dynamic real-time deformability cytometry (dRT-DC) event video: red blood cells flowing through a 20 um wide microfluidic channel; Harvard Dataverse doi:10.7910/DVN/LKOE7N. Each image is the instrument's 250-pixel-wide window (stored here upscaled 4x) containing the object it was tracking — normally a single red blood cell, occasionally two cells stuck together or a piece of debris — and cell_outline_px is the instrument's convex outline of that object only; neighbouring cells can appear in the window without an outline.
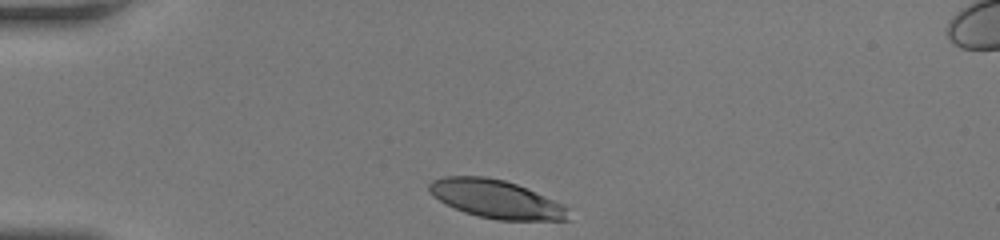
{"species": "human", "species_latin": "Homo sapiens", "temperature_condition": "room temperature", "stored_images_in_passage": 30, "camera_frame_rate_fps": 3000, "um_per_image_px": 0.085, "donor": {"sex": "female"}, "frame": {"image": 1, "passage_image": 1, "time_ms": 0.0, "image_size_px": [1000, 240], "cell_outline_px": [[568, 220], [496, 220], [476, 216], [464, 212], [432, 196], [428, 188], [428, 184], [432, 180], [444, 176], [484, 176], [504, 180], [516, 184], [564, 204], [568, 208]], "centroid_in_image_um": [42.16, 16.92], "position_along_channel_um": 42.8, "area_um2": 30.92}}
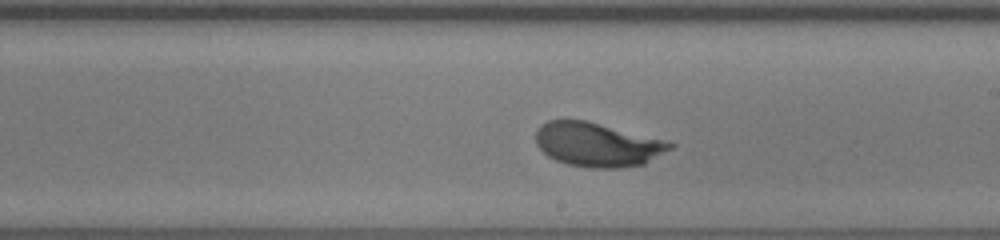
{"frame": {"image": 2, "passage_image": 18, "time_ms": 5.667, "image_size_px": [1000, 240], "cell_outline_px": [[676, 144], [672, 148], [644, 164], [620, 168], [588, 168], [568, 164], [556, 160], [548, 156], [536, 144], [536, 128], [540, 124], [548, 120], [588, 120], [664, 140]], "centroid_in_image_um": [50.76, 12.28], "position_along_channel_um": 238.2, "area_um2": 34.51}}
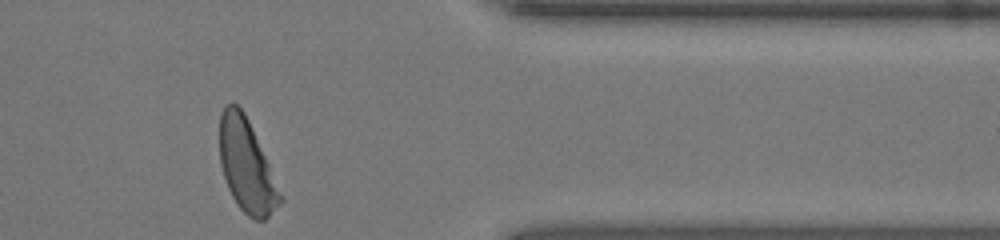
{"frame": {"image": 3, "passage_image": 30, "time_ms": 9.667, "image_size_px": [1000, 240], "cell_outline_px": [[284, 200], [264, 220], [256, 220], [248, 216], [240, 208], [232, 196], [228, 188], [220, 164], [220, 112], [224, 104], [232, 100], [244, 112], [248, 120], [268, 164]], "centroid_in_image_um": [20.93, 14.07], "position_along_channel_um": 390.5, "area_um2": 32.19}, "authors_computed_cell_mechanics": {"area_um2": 33.8997, "velocity_mm_per_s": 4.1589, "shape_relaxation_time_tau1_ms": 1.8833, "shape_relaxation_time_tau2_ms": null, "deformation_change_tau1": 0.1522, "deformation_change_tau2": null}}